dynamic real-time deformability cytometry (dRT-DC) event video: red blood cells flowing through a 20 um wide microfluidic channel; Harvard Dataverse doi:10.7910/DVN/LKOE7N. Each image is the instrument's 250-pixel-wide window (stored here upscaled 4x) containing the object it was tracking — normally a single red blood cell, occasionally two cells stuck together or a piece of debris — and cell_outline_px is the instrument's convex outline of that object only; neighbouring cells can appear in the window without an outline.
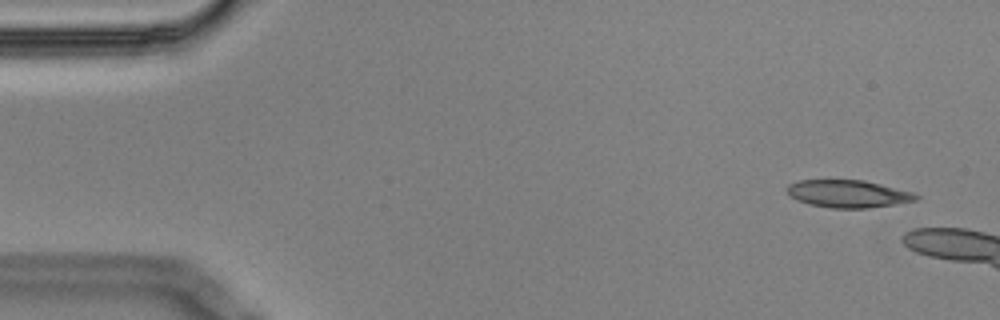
{"species": "Egyptian fruit bat (a non-hibernating species)", "species_latin": "Rousettus aegyptiacus", "temperature_condition": "cold", "stored_images_in_passage": 4, "camera_frame_rate_fps": 3000, "um_per_image_px": 0.085, "animal": {"sex": "male"}, "frame": {"image": 1, "passage_image": 1, "time_ms": 0.0, "image_size_px": [1000, 320], "cell_outline_px": [[920, 196], [916, 200], [896, 204], [868, 208], [828, 208], [808, 204], [796, 200], [788, 196], [788, 184], [800, 180], [864, 180], [912, 192]], "centroid_in_image_um": [72.06, 16.48], "position_along_channel_um": 12.9, "area_um2": 20.69}}